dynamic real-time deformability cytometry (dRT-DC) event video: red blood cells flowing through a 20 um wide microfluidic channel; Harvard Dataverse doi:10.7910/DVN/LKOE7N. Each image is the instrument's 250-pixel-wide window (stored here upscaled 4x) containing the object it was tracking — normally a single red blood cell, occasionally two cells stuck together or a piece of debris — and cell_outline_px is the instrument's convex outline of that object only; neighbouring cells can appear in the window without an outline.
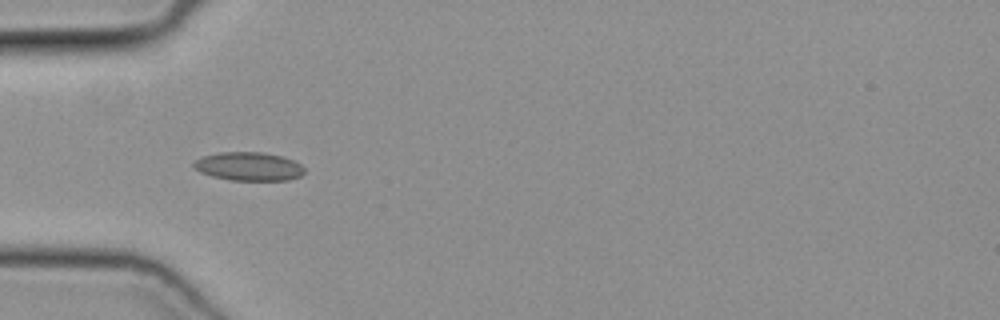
{"species": "common noctule bat (a hibernating species)", "species_latin": "Nyctalus noctula", "temperature_condition": "cold", "stored_images_in_passage": 3, "camera_frame_rate_fps": 3000, "um_per_image_px": 0.085, "animal": {"sex": "female", "body_mass_g": 19.3, "forearm_length_mm": 54.1}, "frame": {"image": 1, "passage_image": 1, "time_ms": 0.0, "image_size_px": [1000, 320], "cell_outline_px": [[304, 172], [300, 176], [288, 180], [228, 180], [212, 176], [200, 172], [192, 168], [192, 164], [196, 160], [204, 156], [220, 152], [264, 152], [280, 156], [292, 160], [300, 164], [304, 168]], "centroid_in_image_um": [21.11, 14.15], "position_along_channel_um": 63.9, "area_um2": 18.38}}